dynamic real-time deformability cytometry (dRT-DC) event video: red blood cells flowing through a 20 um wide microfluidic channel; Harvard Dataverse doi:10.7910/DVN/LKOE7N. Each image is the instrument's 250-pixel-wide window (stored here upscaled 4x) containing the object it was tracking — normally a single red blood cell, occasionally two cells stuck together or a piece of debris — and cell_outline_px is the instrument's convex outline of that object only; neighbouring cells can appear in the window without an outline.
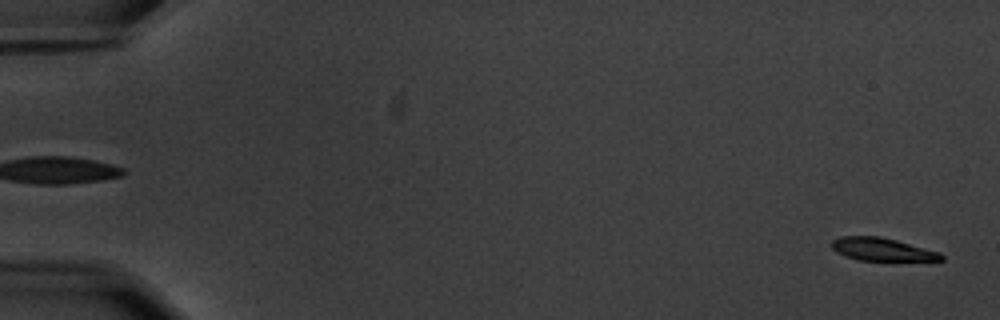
{"species": "common noctule bat (a hibernating species)", "species_latin": "Nyctalus noctula", "temperature_condition": "warm", "stored_images_in_passage": 58, "camera_frame_rate_fps": 3000, "um_per_image_px": 0.085, "animal": {"sex": "male", "body_mass_g": 20.1, "forearm_length_mm": 53.5}, "frame": {"image": 1, "passage_image": 2, "time_ms": 0.333, "image_size_px": [1000, 320], "cell_outline_px": [[944, 260], [856, 260], [844, 256], [836, 252], [832, 248], [832, 240], [840, 236], [880, 236], [896, 240], [940, 252], [944, 256]], "centroid_in_image_um": [74.94, 21.19], "position_along_channel_um": 10.1, "area_um2": 14.57}}
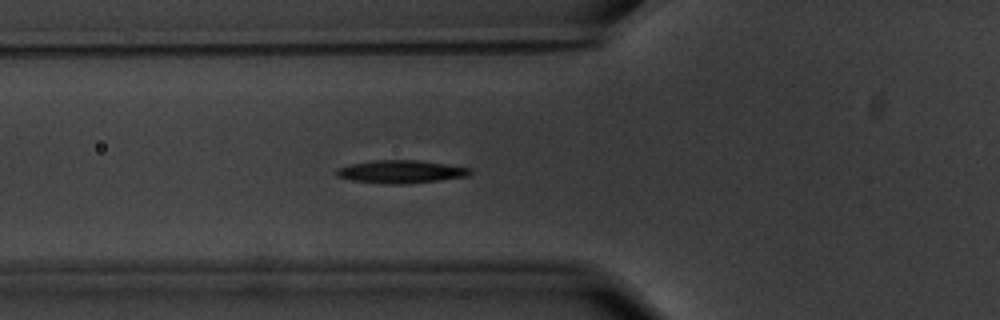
{"frame": {"image": 2, "passage_image": 22, "time_ms": 7.0, "image_size_px": [1000, 320], "cell_outline_px": [[472, 172], [468, 176], [440, 180], [404, 184], [396, 184], [352, 180], [336, 176], [336, 168], [352, 164], [376, 160], [420, 160], [448, 164], [472, 168]], "centroid_in_image_um": [34.13, 14.58], "position_along_channel_um": 91.7, "area_um2": 17.74}}
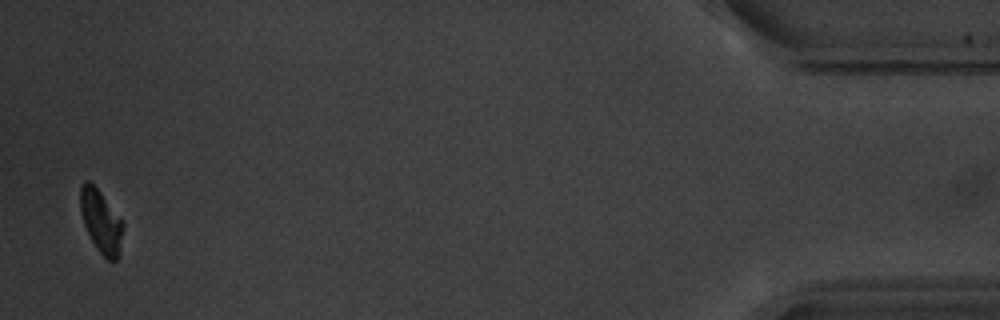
{"frame": {"image": 3, "passage_image": 57, "time_ms": 18.667, "image_size_px": [1000, 320], "cell_outline_px": [[124, 228], [116, 260], [108, 260], [100, 252], [92, 240], [84, 224], [80, 212], [80, 188], [84, 180], [88, 180], [100, 192], [124, 220]], "centroid_in_image_um": [8.59, 18.77], "position_along_channel_um": 426.6, "area_um2": 15.49}, "authors_computed_cell_mechanics": {"area_um2": 16.6753, "velocity_mm_per_s": 3.5499, "shape_relaxation_time_tau1_ms": 2.3661, "shape_relaxation_time_tau2_ms": null, "deformation_change_tau1": 0.1489, "deformation_change_tau2": null}}